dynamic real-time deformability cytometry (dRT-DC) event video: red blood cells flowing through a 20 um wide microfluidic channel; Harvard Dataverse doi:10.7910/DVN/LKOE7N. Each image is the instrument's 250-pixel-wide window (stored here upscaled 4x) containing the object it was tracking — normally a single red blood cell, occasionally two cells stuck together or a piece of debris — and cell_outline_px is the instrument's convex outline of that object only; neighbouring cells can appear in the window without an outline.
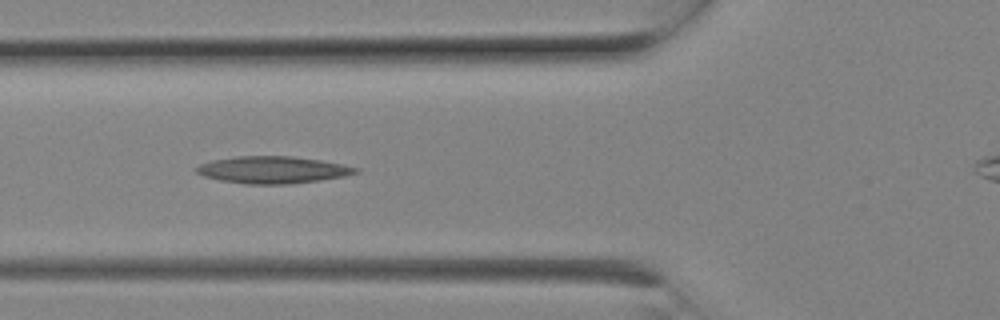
{"species": "Egyptian fruit bat (a non-hibernating species)", "species_latin": "Rousettus aegyptiacus", "temperature_condition": "room temperature", "stored_images_in_passage": 8, "camera_frame_rate_fps": 3000, "um_per_image_px": 0.085, "animal": {"sex": "female"}, "frame": {"image": 1, "passage_image": 7, "time_ms": 2.0, "image_size_px": [1000, 320], "cell_outline_px": [[360, 172], [344, 176], [320, 180], [288, 184], [244, 184], [220, 180], [204, 176], [196, 172], [196, 168], [200, 164], [212, 160], [236, 156], [292, 156], [320, 160], [344, 164], [360, 168]], "centroid_in_image_um": [23.21, 14.43], "position_along_channel_um": 102.6, "area_um2": 25.14}}
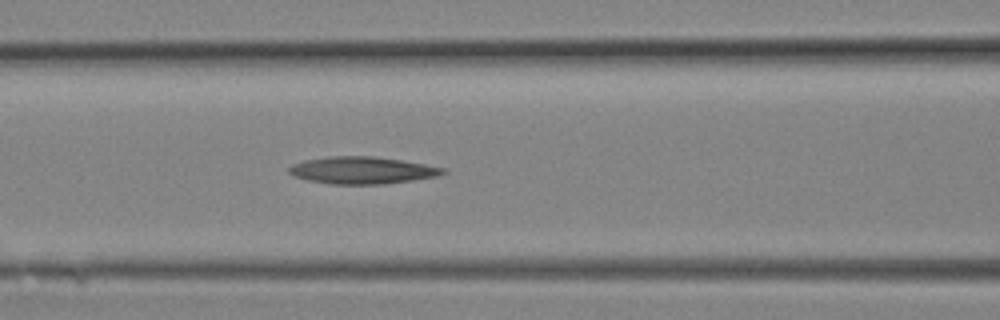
{"frame": {"image": 2, "passage_image": 8, "time_ms": 2.333, "image_size_px": [1000, 320], "cell_outline_px": [[448, 172], [436, 176], [412, 180], [384, 184], [332, 184], [308, 180], [292, 176], [288, 172], [288, 168], [292, 164], [304, 160], [332, 156], [376, 156], [404, 160], [444, 168]], "centroid_in_image_um": [30.76, 14.47], "position_along_channel_um": 135.8, "area_um2": 24.39}}